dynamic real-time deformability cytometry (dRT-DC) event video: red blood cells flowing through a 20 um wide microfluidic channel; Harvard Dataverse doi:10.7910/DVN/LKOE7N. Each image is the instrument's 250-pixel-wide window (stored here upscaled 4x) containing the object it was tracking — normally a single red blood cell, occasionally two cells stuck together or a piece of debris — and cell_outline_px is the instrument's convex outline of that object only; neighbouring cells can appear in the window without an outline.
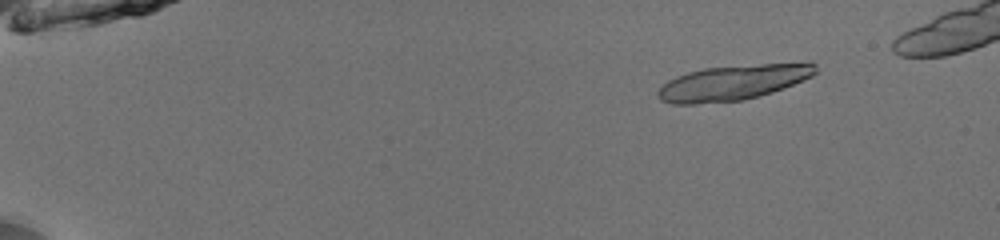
{"species": "common noctule bat (a hibernating species)", "species_latin": "Nyctalus noctula", "temperature_condition": "room temperature", "stored_images_in_passage": 52, "camera_frame_rate_fps": 3000, "um_per_image_px": 0.085, "animal": {"sex": "male", "body_mass_g": 13.0, "forearm_length_mm": 53.1}, "frame": {"image": 1, "passage_image": 8, "time_ms": 2.333, "image_size_px": [1000, 240], "cell_outline_px": [[816, 72], [812, 76], [804, 80], [784, 88], [772, 92], [744, 100], [696, 104], [672, 104], [660, 100], [656, 96], [656, 92], [668, 80], [676, 76], [688, 72], [704, 68], [760, 64], [816, 64]], "centroid_in_image_um": [62.23, 7.04], "position_along_channel_um": 22.8, "area_um2": 32.02}}
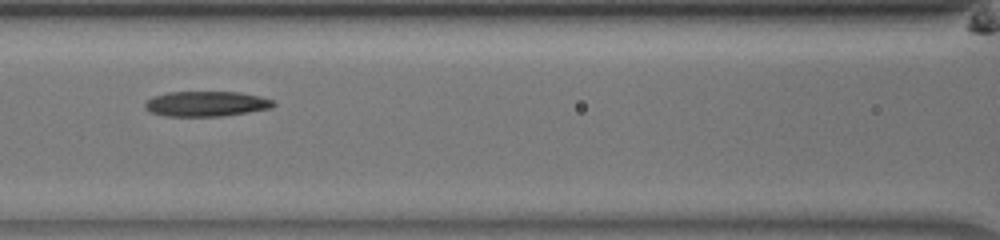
{"frame": {"image": 2, "passage_image": 27, "time_ms": 8.667, "image_size_px": [1000, 240], "cell_outline_px": [[276, 104], [272, 108], [224, 116], [164, 116], [148, 112], [144, 108], [144, 104], [152, 96], [168, 92], [240, 92], [260, 96], [272, 100]], "centroid_in_image_um": [17.5, 8.83], "position_along_channel_um": 149.1, "area_um2": 19.02}}
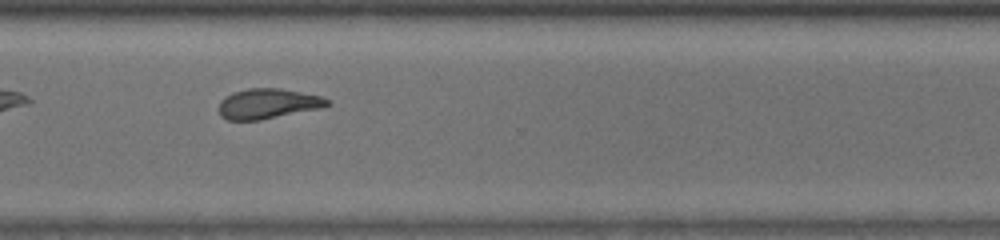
{"frame": {"image": 3, "passage_image": 42, "time_ms": 13.667, "image_size_px": [1000, 240], "cell_outline_px": [[332, 104], [320, 108], [260, 120], [228, 120], [220, 116], [220, 100], [232, 92], [248, 88], [280, 88], [320, 96], [332, 100]], "centroid_in_image_um": [22.78, 8.81], "position_along_channel_um": 347.8, "area_um2": 19.02}}